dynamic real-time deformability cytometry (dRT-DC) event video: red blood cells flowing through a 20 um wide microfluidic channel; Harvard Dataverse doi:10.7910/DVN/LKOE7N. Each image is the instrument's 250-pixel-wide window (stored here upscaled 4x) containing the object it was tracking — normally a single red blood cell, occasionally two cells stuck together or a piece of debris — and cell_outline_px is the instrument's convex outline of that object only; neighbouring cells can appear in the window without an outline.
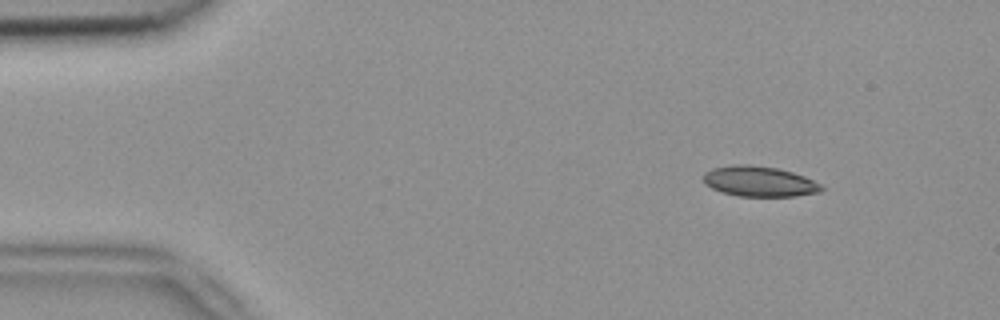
{"species": "common noctule bat (a hibernating species)", "species_latin": "Nyctalus noctula", "temperature_condition": "room temperature", "stored_images_in_passage": 3, "camera_frame_rate_fps": 3000, "um_per_image_px": 0.085, "animal": {"sex": "female", "body_mass_g": 18.4}, "frame": {"image": 1, "passage_image": 1, "time_ms": 0.0, "image_size_px": [1000, 320], "cell_outline_px": [[824, 188], [820, 192], [796, 196], [740, 196], [720, 192], [704, 184], [704, 172], [712, 168], [732, 164], [748, 164], [776, 168], [792, 172], [804, 176], [820, 184]], "centroid_in_image_um": [64.51, 15.42], "position_along_channel_um": 20.5, "area_um2": 20.92}}